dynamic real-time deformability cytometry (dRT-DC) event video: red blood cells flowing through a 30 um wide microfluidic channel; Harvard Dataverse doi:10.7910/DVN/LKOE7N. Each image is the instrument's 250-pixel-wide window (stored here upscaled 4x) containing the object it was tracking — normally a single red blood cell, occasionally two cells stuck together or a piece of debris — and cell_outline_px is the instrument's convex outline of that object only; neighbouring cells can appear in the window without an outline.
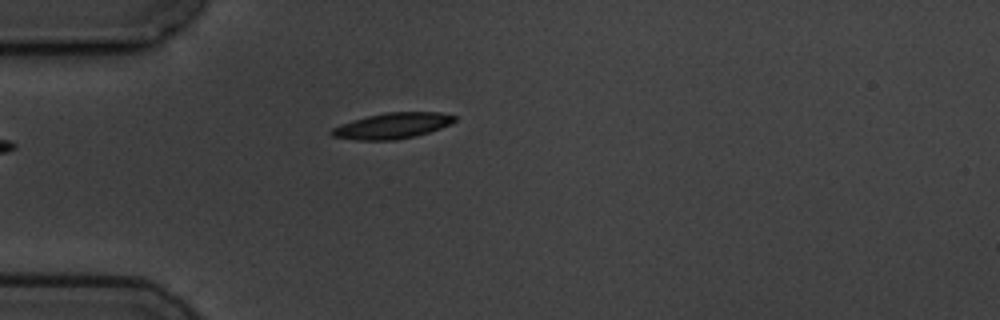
{"species": "common noctule bat (a hibernating species)", "species_latin": "Nyctalus noctula", "temperature_condition": "cold", "stored_images_in_passage": 5, "camera_frame_rate_fps": 3000, "um_per_image_px": 0.085, "animal": {"sex": "male", "body_mass_g": 19.5, "forearm_length_mm": 54.6}, "frame": {"image": 1, "passage_image": 5, "time_ms": 4.667, "image_size_px": [1000, 320], "cell_outline_px": [[456, 120], [452, 124], [416, 136], [396, 140], [356, 140], [332, 136], [328, 132], [332, 128], [340, 124], [352, 120], [384, 112], [440, 112], [456, 116]], "centroid_in_image_um": [33.34, 10.69], "position_along_channel_um": 51.7, "area_um2": 18.61}}